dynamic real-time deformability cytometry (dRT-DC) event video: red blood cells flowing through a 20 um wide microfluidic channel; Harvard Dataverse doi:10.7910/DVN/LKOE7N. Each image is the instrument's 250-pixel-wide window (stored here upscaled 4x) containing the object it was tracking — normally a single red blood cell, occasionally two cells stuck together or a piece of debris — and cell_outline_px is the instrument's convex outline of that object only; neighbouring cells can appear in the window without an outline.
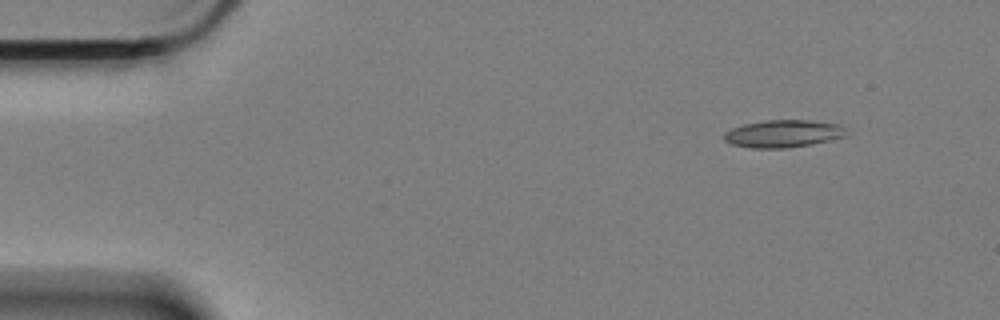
{"species": "Egyptian fruit bat (a non-hibernating species)", "species_latin": "Rousettus aegyptiacus", "temperature_condition": "cold", "stored_images_in_passage": 55, "camera_frame_rate_fps": 3000, "um_per_image_px": 0.085, "animal": {"sex": "female"}, "frame": {"image": 1, "passage_image": 1, "time_ms": 0.0, "image_size_px": [1000, 320], "cell_outline_px": [[844, 136], [828, 140], [808, 144], [784, 148], [752, 148], [732, 144], [724, 140], [724, 132], [732, 128], [744, 124], [768, 120], [808, 120], [840, 124], [844, 128]], "centroid_in_image_um": [66.52, 11.35], "position_along_channel_um": 18.5, "area_um2": 19.19}}
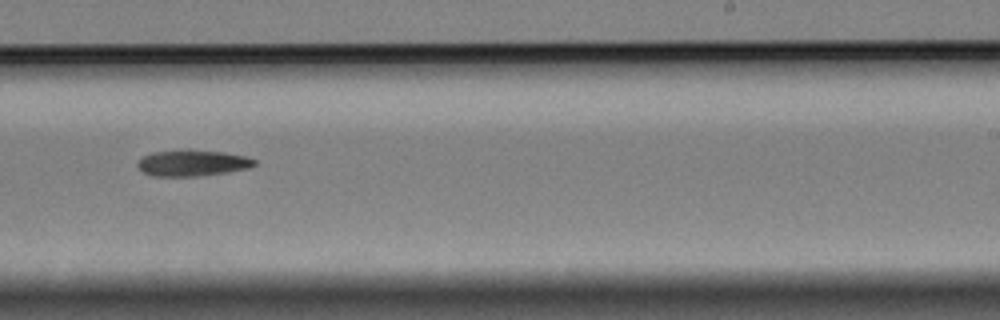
{"frame": {"image": 2, "passage_image": 32, "time_ms": 10.333, "image_size_px": [1000, 320], "cell_outline_px": [[256, 164], [248, 168], [228, 172], [200, 176], [152, 176], [144, 172], [136, 164], [136, 160], [152, 152], [180, 148], [188, 148], [224, 152], [244, 156], [256, 160]], "centroid_in_image_um": [16.32, 13.83], "position_along_channel_um": 272.7, "area_um2": 18.26}}
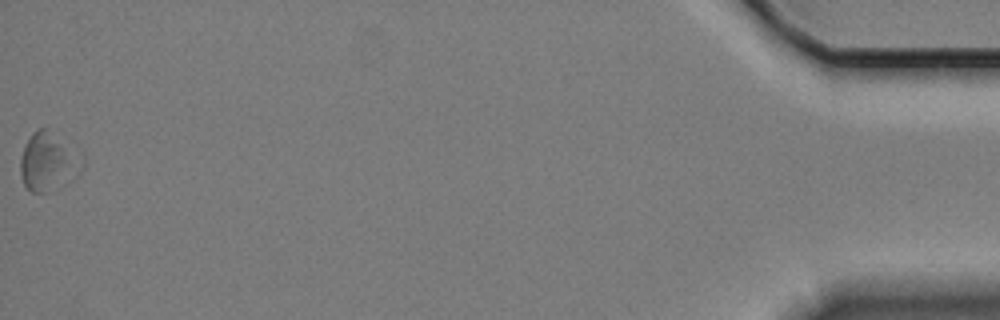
{"frame": {"image": 3, "passage_image": 55, "time_ms": 18.0, "image_size_px": [1000, 320], "cell_outline_px": [[84, 168], [68, 184], [52, 192], [32, 192], [24, 184], [20, 176], [20, 160], [24, 148], [32, 132], [36, 128], [44, 128], [84, 156]], "centroid_in_image_um": [4.14, 13.81], "position_along_channel_um": 431.1, "area_um2": 21.15}, "authors_computed_cell_mechanics": {"area_um2": 18.2648, "velocity_mm_per_s": 3.3062, "shape_relaxation_time_tau1_ms": 6.2069, "shape_relaxation_time_tau2_ms": null, "deformation_change_tau1": 0.1405, "deformation_change_tau2": null}}